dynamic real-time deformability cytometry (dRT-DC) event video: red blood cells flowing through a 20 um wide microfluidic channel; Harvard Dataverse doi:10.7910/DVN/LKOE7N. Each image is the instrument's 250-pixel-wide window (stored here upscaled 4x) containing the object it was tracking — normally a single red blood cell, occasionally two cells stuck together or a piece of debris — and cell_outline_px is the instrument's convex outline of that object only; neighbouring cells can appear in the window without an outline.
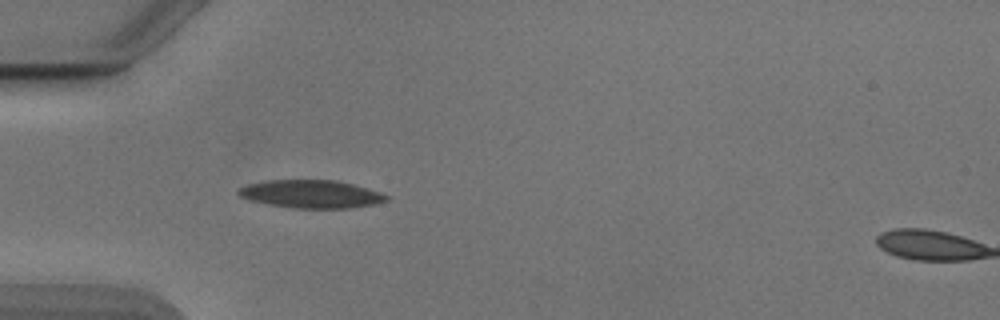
{"species": "Egyptian fruit bat (a non-hibernating species)", "species_latin": "Rousettus aegyptiacus", "temperature_condition": "cold", "stored_images_in_passage": 10, "camera_frame_rate_fps": 3000, "um_per_image_px": 0.085, "animal": {"sex": "male"}, "frame": {"image": 1, "passage_image": 9, "time_ms": 2.667, "image_size_px": [1000, 320], "cell_outline_px": [[388, 200], [376, 204], [352, 208], [292, 208], [268, 204], [248, 200], [240, 196], [236, 192], [240, 188], [248, 184], [268, 180], [336, 180], [352, 184], [380, 192], [388, 196]], "centroid_in_image_um": [26.44, 16.5], "position_along_channel_um": 58.6, "area_um2": 24.1}}